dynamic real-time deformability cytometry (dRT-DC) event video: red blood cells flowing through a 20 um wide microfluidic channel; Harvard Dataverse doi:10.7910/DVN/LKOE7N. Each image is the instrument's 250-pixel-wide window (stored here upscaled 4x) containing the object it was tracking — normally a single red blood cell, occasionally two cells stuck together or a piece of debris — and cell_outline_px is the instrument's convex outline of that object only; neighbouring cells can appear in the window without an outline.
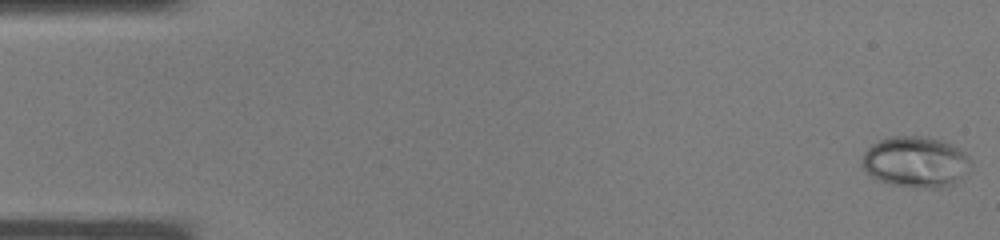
{"species": "common noctule bat (a hibernating species)", "species_latin": "Nyctalus noctula", "temperature_condition": "warm", "stored_images_in_passage": 37, "camera_frame_rate_fps": 3000, "um_per_image_px": 0.085, "animal": {"sex": "male", "body_mass_g": 19.0, "forearm_length_mm": 50.8}, "frame": {"image": 1, "passage_image": 1, "time_ms": 0.0, "image_size_px": [1000, 240], "cell_outline_px": [[972, 164], [952, 184], [940, 188], [932, 188], [888, 184], [872, 176], [860, 164], [860, 160], [864, 152], [872, 144], [888, 136], [924, 136], [940, 140], [952, 144], [960, 148], [968, 156]], "centroid_in_image_um": [77.8, 13.74], "position_along_channel_um": 7.2, "area_um2": 32.08}}
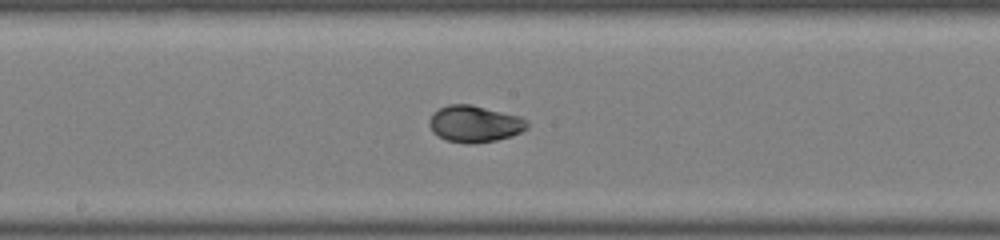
{"frame": {"image": 2, "passage_image": 20, "time_ms": 6.333, "image_size_px": [1000, 240], "cell_outline_px": [[528, 128], [512, 136], [496, 140], [472, 144], [468, 144], [444, 140], [432, 132], [428, 124], [428, 120], [432, 112], [448, 104], [472, 104], [520, 116], [528, 120]], "centroid_in_image_um": [40.32, 10.53], "position_along_channel_um": 207.9, "area_um2": 21.27}}
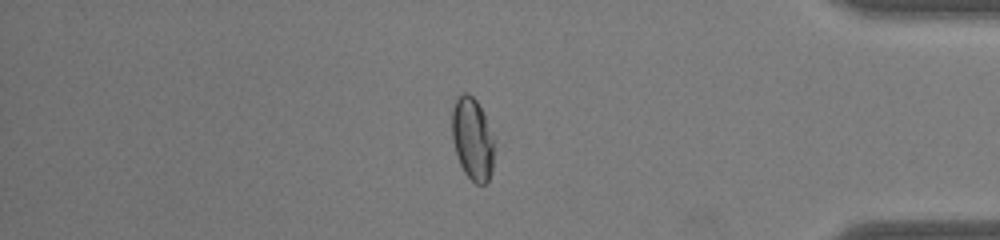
{"frame": {"image": 3, "passage_image": 32, "time_ms": 10.333, "image_size_px": [1000, 240], "cell_outline_px": [[496, 140], [492, 168], [488, 180], [484, 184], [476, 184], [464, 172], [460, 164], [452, 140], [452, 108], [456, 96], [464, 92], [468, 92], [476, 100], [484, 112], [496, 136]], "centroid_in_image_um": [40.19, 11.75], "position_along_channel_um": 395.0, "area_um2": 20.98}}